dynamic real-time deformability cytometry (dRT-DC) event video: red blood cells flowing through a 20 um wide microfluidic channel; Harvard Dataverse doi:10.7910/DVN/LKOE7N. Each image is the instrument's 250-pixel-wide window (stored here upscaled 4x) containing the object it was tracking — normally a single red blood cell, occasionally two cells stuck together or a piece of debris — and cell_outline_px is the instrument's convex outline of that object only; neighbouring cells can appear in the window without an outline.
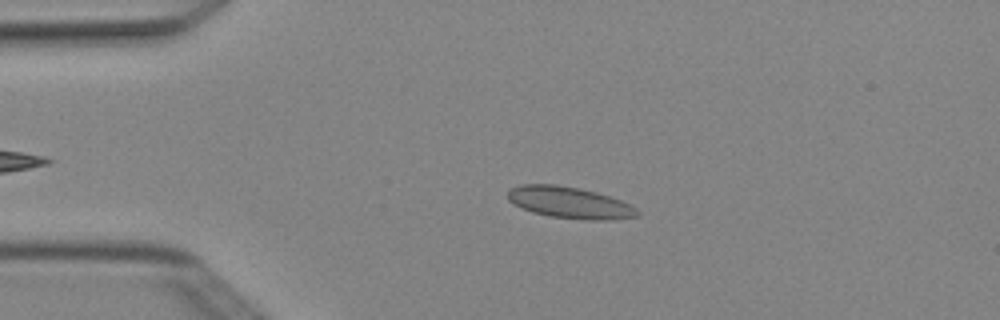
{"species": "Egyptian fruit bat (a non-hibernating species)", "species_latin": "Rousettus aegyptiacus", "temperature_condition": "cold", "stored_images_in_passage": 4, "camera_frame_rate_fps": 3000, "um_per_image_px": 0.085, "animal": {"sex": "female"}, "frame": {"image": 1, "passage_image": 3, "time_ms": 0.667, "image_size_px": [1000, 320], "cell_outline_px": [[640, 212], [636, 216], [608, 220], [588, 220], [548, 216], [532, 212], [512, 204], [508, 200], [508, 192], [512, 188], [520, 184], [556, 184], [580, 188], [596, 192], [620, 200], [636, 208]], "centroid_in_image_um": [48.38, 17.22], "position_along_channel_um": 36.6, "area_um2": 23.76}}